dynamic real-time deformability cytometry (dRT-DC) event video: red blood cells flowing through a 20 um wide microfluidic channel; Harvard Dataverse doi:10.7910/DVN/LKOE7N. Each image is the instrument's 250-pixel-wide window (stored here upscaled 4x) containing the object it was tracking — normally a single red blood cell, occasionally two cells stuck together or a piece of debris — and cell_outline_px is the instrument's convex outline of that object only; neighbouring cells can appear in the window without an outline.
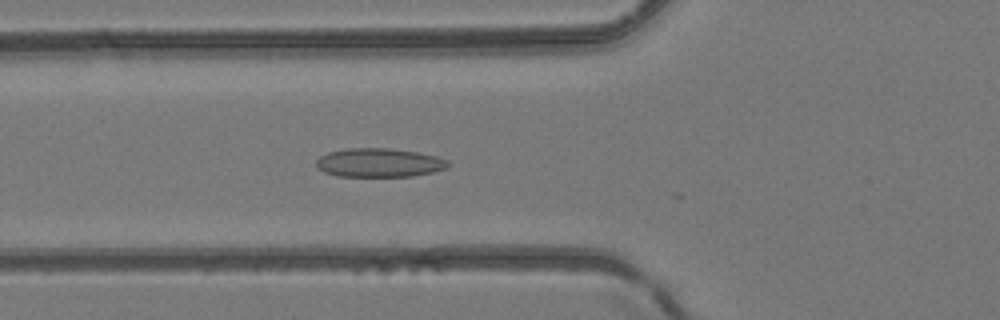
{"species": "common noctule bat (a hibernating species)", "species_latin": "Nyctalus noctula", "temperature_condition": "room temperature", "stored_images_in_passage": 19, "camera_frame_rate_fps": 3000, "um_per_image_px": 0.085, "animal": {"sex": "female", "body_mass_g": 24.6, "forearm_length_mm": 56.2}, "frame": {"image": 1, "passage_image": 16, "time_ms": 5.0, "image_size_px": [1000, 320], "cell_outline_px": [[452, 164], [448, 168], [432, 172], [412, 176], [336, 176], [324, 172], [316, 168], [316, 160], [320, 156], [328, 152], [348, 148], [388, 148], [416, 152], [436, 156], [448, 160]], "centroid_in_image_um": [32.23, 13.83], "position_along_channel_um": 93.6, "area_um2": 22.25}}